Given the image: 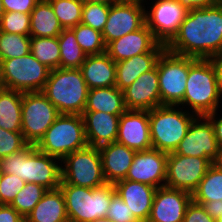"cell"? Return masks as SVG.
I'll return each instance as SVG.
<instances>
[{
	"mask_svg": "<svg viewBox=\"0 0 222 222\" xmlns=\"http://www.w3.org/2000/svg\"><path fill=\"white\" fill-rule=\"evenodd\" d=\"M172 53L200 59L222 55V1L189 9L177 35L166 46Z\"/></svg>",
	"mask_w": 222,
	"mask_h": 222,
	"instance_id": "cell-1",
	"label": "cell"
},
{
	"mask_svg": "<svg viewBox=\"0 0 222 222\" xmlns=\"http://www.w3.org/2000/svg\"><path fill=\"white\" fill-rule=\"evenodd\" d=\"M56 160L57 163H56ZM60 159L28 144L19 152L0 159V172L20 177L26 183H36L47 190L59 188L62 181Z\"/></svg>",
	"mask_w": 222,
	"mask_h": 222,
	"instance_id": "cell-2",
	"label": "cell"
},
{
	"mask_svg": "<svg viewBox=\"0 0 222 222\" xmlns=\"http://www.w3.org/2000/svg\"><path fill=\"white\" fill-rule=\"evenodd\" d=\"M221 97L213 58L189 57L185 94L178 106H190L192 113L206 116L217 111Z\"/></svg>",
	"mask_w": 222,
	"mask_h": 222,
	"instance_id": "cell-3",
	"label": "cell"
},
{
	"mask_svg": "<svg viewBox=\"0 0 222 222\" xmlns=\"http://www.w3.org/2000/svg\"><path fill=\"white\" fill-rule=\"evenodd\" d=\"M88 87L80 69L50 70L42 93L60 114L81 115L85 111Z\"/></svg>",
	"mask_w": 222,
	"mask_h": 222,
	"instance_id": "cell-4",
	"label": "cell"
},
{
	"mask_svg": "<svg viewBox=\"0 0 222 222\" xmlns=\"http://www.w3.org/2000/svg\"><path fill=\"white\" fill-rule=\"evenodd\" d=\"M190 113L173 105H162L149 110L152 148L166 153L174 152L197 117Z\"/></svg>",
	"mask_w": 222,
	"mask_h": 222,
	"instance_id": "cell-5",
	"label": "cell"
},
{
	"mask_svg": "<svg viewBox=\"0 0 222 222\" xmlns=\"http://www.w3.org/2000/svg\"><path fill=\"white\" fill-rule=\"evenodd\" d=\"M65 197L66 213L69 222H90L105 218L115 192L112 183L97 188L60 184Z\"/></svg>",
	"mask_w": 222,
	"mask_h": 222,
	"instance_id": "cell-6",
	"label": "cell"
},
{
	"mask_svg": "<svg viewBox=\"0 0 222 222\" xmlns=\"http://www.w3.org/2000/svg\"><path fill=\"white\" fill-rule=\"evenodd\" d=\"M88 146L82 115L60 114L35 147L61 161Z\"/></svg>",
	"mask_w": 222,
	"mask_h": 222,
	"instance_id": "cell-7",
	"label": "cell"
},
{
	"mask_svg": "<svg viewBox=\"0 0 222 222\" xmlns=\"http://www.w3.org/2000/svg\"><path fill=\"white\" fill-rule=\"evenodd\" d=\"M61 184L97 188L106 184L99 148L87 146L68 154L61 163Z\"/></svg>",
	"mask_w": 222,
	"mask_h": 222,
	"instance_id": "cell-8",
	"label": "cell"
},
{
	"mask_svg": "<svg viewBox=\"0 0 222 222\" xmlns=\"http://www.w3.org/2000/svg\"><path fill=\"white\" fill-rule=\"evenodd\" d=\"M0 64L4 87L22 93L42 91L50 73L31 53L2 60Z\"/></svg>",
	"mask_w": 222,
	"mask_h": 222,
	"instance_id": "cell-9",
	"label": "cell"
},
{
	"mask_svg": "<svg viewBox=\"0 0 222 222\" xmlns=\"http://www.w3.org/2000/svg\"><path fill=\"white\" fill-rule=\"evenodd\" d=\"M156 65L161 106H178L185 94L189 56L178 55L165 49Z\"/></svg>",
	"mask_w": 222,
	"mask_h": 222,
	"instance_id": "cell-10",
	"label": "cell"
},
{
	"mask_svg": "<svg viewBox=\"0 0 222 222\" xmlns=\"http://www.w3.org/2000/svg\"><path fill=\"white\" fill-rule=\"evenodd\" d=\"M59 115L58 109L41 91L23 93L21 132L25 141L36 145Z\"/></svg>",
	"mask_w": 222,
	"mask_h": 222,
	"instance_id": "cell-11",
	"label": "cell"
},
{
	"mask_svg": "<svg viewBox=\"0 0 222 222\" xmlns=\"http://www.w3.org/2000/svg\"><path fill=\"white\" fill-rule=\"evenodd\" d=\"M150 8L151 11H145V24L155 40L167 46L177 35L189 9L177 0H157Z\"/></svg>",
	"mask_w": 222,
	"mask_h": 222,
	"instance_id": "cell-12",
	"label": "cell"
},
{
	"mask_svg": "<svg viewBox=\"0 0 222 222\" xmlns=\"http://www.w3.org/2000/svg\"><path fill=\"white\" fill-rule=\"evenodd\" d=\"M212 163L204 157L168 153L164 186L192 194Z\"/></svg>",
	"mask_w": 222,
	"mask_h": 222,
	"instance_id": "cell-13",
	"label": "cell"
},
{
	"mask_svg": "<svg viewBox=\"0 0 222 222\" xmlns=\"http://www.w3.org/2000/svg\"><path fill=\"white\" fill-rule=\"evenodd\" d=\"M140 1L124 0L113 4L109 8V14L102 31L105 45L134 32L145 24V6Z\"/></svg>",
	"mask_w": 222,
	"mask_h": 222,
	"instance_id": "cell-14",
	"label": "cell"
},
{
	"mask_svg": "<svg viewBox=\"0 0 222 222\" xmlns=\"http://www.w3.org/2000/svg\"><path fill=\"white\" fill-rule=\"evenodd\" d=\"M219 150L211 121L206 116H197L173 153L204 157L213 162Z\"/></svg>",
	"mask_w": 222,
	"mask_h": 222,
	"instance_id": "cell-15",
	"label": "cell"
},
{
	"mask_svg": "<svg viewBox=\"0 0 222 222\" xmlns=\"http://www.w3.org/2000/svg\"><path fill=\"white\" fill-rule=\"evenodd\" d=\"M167 158L168 153L154 148L136 151L125 179L155 188L163 187L166 182Z\"/></svg>",
	"mask_w": 222,
	"mask_h": 222,
	"instance_id": "cell-16",
	"label": "cell"
},
{
	"mask_svg": "<svg viewBox=\"0 0 222 222\" xmlns=\"http://www.w3.org/2000/svg\"><path fill=\"white\" fill-rule=\"evenodd\" d=\"M165 49L166 46L159 44L151 30L144 24L138 30L109 42L105 53L114 62H119L142 53L163 52Z\"/></svg>",
	"mask_w": 222,
	"mask_h": 222,
	"instance_id": "cell-17",
	"label": "cell"
},
{
	"mask_svg": "<svg viewBox=\"0 0 222 222\" xmlns=\"http://www.w3.org/2000/svg\"><path fill=\"white\" fill-rule=\"evenodd\" d=\"M192 201L189 192L166 186L156 189L147 222H183L187 206Z\"/></svg>",
	"mask_w": 222,
	"mask_h": 222,
	"instance_id": "cell-18",
	"label": "cell"
},
{
	"mask_svg": "<svg viewBox=\"0 0 222 222\" xmlns=\"http://www.w3.org/2000/svg\"><path fill=\"white\" fill-rule=\"evenodd\" d=\"M116 142L135 151L152 148L149 111L127 110L120 116Z\"/></svg>",
	"mask_w": 222,
	"mask_h": 222,
	"instance_id": "cell-19",
	"label": "cell"
},
{
	"mask_svg": "<svg viewBox=\"0 0 222 222\" xmlns=\"http://www.w3.org/2000/svg\"><path fill=\"white\" fill-rule=\"evenodd\" d=\"M127 110H152L161 106L157 65L123 90Z\"/></svg>",
	"mask_w": 222,
	"mask_h": 222,
	"instance_id": "cell-20",
	"label": "cell"
},
{
	"mask_svg": "<svg viewBox=\"0 0 222 222\" xmlns=\"http://www.w3.org/2000/svg\"><path fill=\"white\" fill-rule=\"evenodd\" d=\"M113 185L115 192L134 213V216L140 222H147L157 188L127 179L117 181Z\"/></svg>",
	"mask_w": 222,
	"mask_h": 222,
	"instance_id": "cell-21",
	"label": "cell"
},
{
	"mask_svg": "<svg viewBox=\"0 0 222 222\" xmlns=\"http://www.w3.org/2000/svg\"><path fill=\"white\" fill-rule=\"evenodd\" d=\"M88 146L101 147L116 142L120 116L99 111L82 114Z\"/></svg>",
	"mask_w": 222,
	"mask_h": 222,
	"instance_id": "cell-22",
	"label": "cell"
},
{
	"mask_svg": "<svg viewBox=\"0 0 222 222\" xmlns=\"http://www.w3.org/2000/svg\"><path fill=\"white\" fill-rule=\"evenodd\" d=\"M99 151L106 182L114 184L125 179L136 151L118 142L103 145Z\"/></svg>",
	"mask_w": 222,
	"mask_h": 222,
	"instance_id": "cell-23",
	"label": "cell"
},
{
	"mask_svg": "<svg viewBox=\"0 0 222 222\" xmlns=\"http://www.w3.org/2000/svg\"><path fill=\"white\" fill-rule=\"evenodd\" d=\"M80 70L88 89L115 86L116 62L106 53L87 55Z\"/></svg>",
	"mask_w": 222,
	"mask_h": 222,
	"instance_id": "cell-24",
	"label": "cell"
},
{
	"mask_svg": "<svg viewBox=\"0 0 222 222\" xmlns=\"http://www.w3.org/2000/svg\"><path fill=\"white\" fill-rule=\"evenodd\" d=\"M25 222H69L61 188L47 190L33 210L27 214Z\"/></svg>",
	"mask_w": 222,
	"mask_h": 222,
	"instance_id": "cell-25",
	"label": "cell"
},
{
	"mask_svg": "<svg viewBox=\"0 0 222 222\" xmlns=\"http://www.w3.org/2000/svg\"><path fill=\"white\" fill-rule=\"evenodd\" d=\"M161 54L162 52H147L116 62L115 86L123 91L141 74L152 70Z\"/></svg>",
	"mask_w": 222,
	"mask_h": 222,
	"instance_id": "cell-26",
	"label": "cell"
},
{
	"mask_svg": "<svg viewBox=\"0 0 222 222\" xmlns=\"http://www.w3.org/2000/svg\"><path fill=\"white\" fill-rule=\"evenodd\" d=\"M85 111H102L121 116L127 111L123 91L116 86L89 89Z\"/></svg>",
	"mask_w": 222,
	"mask_h": 222,
	"instance_id": "cell-27",
	"label": "cell"
},
{
	"mask_svg": "<svg viewBox=\"0 0 222 222\" xmlns=\"http://www.w3.org/2000/svg\"><path fill=\"white\" fill-rule=\"evenodd\" d=\"M63 31L51 4L47 0H40L30 13V36L58 37Z\"/></svg>",
	"mask_w": 222,
	"mask_h": 222,
	"instance_id": "cell-28",
	"label": "cell"
},
{
	"mask_svg": "<svg viewBox=\"0 0 222 222\" xmlns=\"http://www.w3.org/2000/svg\"><path fill=\"white\" fill-rule=\"evenodd\" d=\"M23 93L17 90H0V127L11 132H21Z\"/></svg>",
	"mask_w": 222,
	"mask_h": 222,
	"instance_id": "cell-29",
	"label": "cell"
},
{
	"mask_svg": "<svg viewBox=\"0 0 222 222\" xmlns=\"http://www.w3.org/2000/svg\"><path fill=\"white\" fill-rule=\"evenodd\" d=\"M60 47V68L63 69H80L85 61L87 54L79 46L74 31L63 29L58 35Z\"/></svg>",
	"mask_w": 222,
	"mask_h": 222,
	"instance_id": "cell-30",
	"label": "cell"
},
{
	"mask_svg": "<svg viewBox=\"0 0 222 222\" xmlns=\"http://www.w3.org/2000/svg\"><path fill=\"white\" fill-rule=\"evenodd\" d=\"M30 53L50 70L60 68L58 37L31 36Z\"/></svg>",
	"mask_w": 222,
	"mask_h": 222,
	"instance_id": "cell-31",
	"label": "cell"
},
{
	"mask_svg": "<svg viewBox=\"0 0 222 222\" xmlns=\"http://www.w3.org/2000/svg\"><path fill=\"white\" fill-rule=\"evenodd\" d=\"M222 200V171L213 164L192 193L193 202Z\"/></svg>",
	"mask_w": 222,
	"mask_h": 222,
	"instance_id": "cell-32",
	"label": "cell"
},
{
	"mask_svg": "<svg viewBox=\"0 0 222 222\" xmlns=\"http://www.w3.org/2000/svg\"><path fill=\"white\" fill-rule=\"evenodd\" d=\"M63 29L73 28L81 23L83 2L81 0H47Z\"/></svg>",
	"mask_w": 222,
	"mask_h": 222,
	"instance_id": "cell-33",
	"label": "cell"
},
{
	"mask_svg": "<svg viewBox=\"0 0 222 222\" xmlns=\"http://www.w3.org/2000/svg\"><path fill=\"white\" fill-rule=\"evenodd\" d=\"M31 36L0 31V62L30 53Z\"/></svg>",
	"mask_w": 222,
	"mask_h": 222,
	"instance_id": "cell-34",
	"label": "cell"
},
{
	"mask_svg": "<svg viewBox=\"0 0 222 222\" xmlns=\"http://www.w3.org/2000/svg\"><path fill=\"white\" fill-rule=\"evenodd\" d=\"M71 29L76 35L79 46L87 55H100L106 52V45L101 32L82 23Z\"/></svg>",
	"mask_w": 222,
	"mask_h": 222,
	"instance_id": "cell-35",
	"label": "cell"
},
{
	"mask_svg": "<svg viewBox=\"0 0 222 222\" xmlns=\"http://www.w3.org/2000/svg\"><path fill=\"white\" fill-rule=\"evenodd\" d=\"M46 191L47 189L39 184L25 183L10 205L25 218L42 199Z\"/></svg>",
	"mask_w": 222,
	"mask_h": 222,
	"instance_id": "cell-36",
	"label": "cell"
},
{
	"mask_svg": "<svg viewBox=\"0 0 222 222\" xmlns=\"http://www.w3.org/2000/svg\"><path fill=\"white\" fill-rule=\"evenodd\" d=\"M0 31L30 36V13L5 12L0 20Z\"/></svg>",
	"mask_w": 222,
	"mask_h": 222,
	"instance_id": "cell-37",
	"label": "cell"
},
{
	"mask_svg": "<svg viewBox=\"0 0 222 222\" xmlns=\"http://www.w3.org/2000/svg\"><path fill=\"white\" fill-rule=\"evenodd\" d=\"M110 6L105 4H83L81 23L102 33Z\"/></svg>",
	"mask_w": 222,
	"mask_h": 222,
	"instance_id": "cell-38",
	"label": "cell"
},
{
	"mask_svg": "<svg viewBox=\"0 0 222 222\" xmlns=\"http://www.w3.org/2000/svg\"><path fill=\"white\" fill-rule=\"evenodd\" d=\"M27 145L22 132H11L0 127V159L21 151Z\"/></svg>",
	"mask_w": 222,
	"mask_h": 222,
	"instance_id": "cell-39",
	"label": "cell"
},
{
	"mask_svg": "<svg viewBox=\"0 0 222 222\" xmlns=\"http://www.w3.org/2000/svg\"><path fill=\"white\" fill-rule=\"evenodd\" d=\"M25 183L16 175L2 173L0 180L1 204L10 205Z\"/></svg>",
	"mask_w": 222,
	"mask_h": 222,
	"instance_id": "cell-40",
	"label": "cell"
},
{
	"mask_svg": "<svg viewBox=\"0 0 222 222\" xmlns=\"http://www.w3.org/2000/svg\"><path fill=\"white\" fill-rule=\"evenodd\" d=\"M106 217L113 222H140L116 192L112 195Z\"/></svg>",
	"mask_w": 222,
	"mask_h": 222,
	"instance_id": "cell-41",
	"label": "cell"
},
{
	"mask_svg": "<svg viewBox=\"0 0 222 222\" xmlns=\"http://www.w3.org/2000/svg\"><path fill=\"white\" fill-rule=\"evenodd\" d=\"M183 222H216L202 207L193 201L187 206Z\"/></svg>",
	"mask_w": 222,
	"mask_h": 222,
	"instance_id": "cell-42",
	"label": "cell"
},
{
	"mask_svg": "<svg viewBox=\"0 0 222 222\" xmlns=\"http://www.w3.org/2000/svg\"><path fill=\"white\" fill-rule=\"evenodd\" d=\"M40 0H2L5 12L31 13Z\"/></svg>",
	"mask_w": 222,
	"mask_h": 222,
	"instance_id": "cell-43",
	"label": "cell"
},
{
	"mask_svg": "<svg viewBox=\"0 0 222 222\" xmlns=\"http://www.w3.org/2000/svg\"><path fill=\"white\" fill-rule=\"evenodd\" d=\"M0 222H25V218L11 205H0Z\"/></svg>",
	"mask_w": 222,
	"mask_h": 222,
	"instance_id": "cell-44",
	"label": "cell"
},
{
	"mask_svg": "<svg viewBox=\"0 0 222 222\" xmlns=\"http://www.w3.org/2000/svg\"><path fill=\"white\" fill-rule=\"evenodd\" d=\"M197 204L202 205L205 211L214 219L216 220L222 211V200H215L211 202H195Z\"/></svg>",
	"mask_w": 222,
	"mask_h": 222,
	"instance_id": "cell-45",
	"label": "cell"
},
{
	"mask_svg": "<svg viewBox=\"0 0 222 222\" xmlns=\"http://www.w3.org/2000/svg\"><path fill=\"white\" fill-rule=\"evenodd\" d=\"M188 9H198L217 5L222 0H177Z\"/></svg>",
	"mask_w": 222,
	"mask_h": 222,
	"instance_id": "cell-46",
	"label": "cell"
},
{
	"mask_svg": "<svg viewBox=\"0 0 222 222\" xmlns=\"http://www.w3.org/2000/svg\"><path fill=\"white\" fill-rule=\"evenodd\" d=\"M216 115H217V112H214V113H210L206 115V117L211 121L214 127L216 140L219 144V147L222 148V117L218 119Z\"/></svg>",
	"mask_w": 222,
	"mask_h": 222,
	"instance_id": "cell-47",
	"label": "cell"
},
{
	"mask_svg": "<svg viewBox=\"0 0 222 222\" xmlns=\"http://www.w3.org/2000/svg\"><path fill=\"white\" fill-rule=\"evenodd\" d=\"M213 63L215 65L217 73V83L220 96L222 95V55L219 57L213 58Z\"/></svg>",
	"mask_w": 222,
	"mask_h": 222,
	"instance_id": "cell-48",
	"label": "cell"
},
{
	"mask_svg": "<svg viewBox=\"0 0 222 222\" xmlns=\"http://www.w3.org/2000/svg\"><path fill=\"white\" fill-rule=\"evenodd\" d=\"M83 4H91V3H97V4H105L108 6H111L113 4L120 3L124 0H81Z\"/></svg>",
	"mask_w": 222,
	"mask_h": 222,
	"instance_id": "cell-49",
	"label": "cell"
},
{
	"mask_svg": "<svg viewBox=\"0 0 222 222\" xmlns=\"http://www.w3.org/2000/svg\"><path fill=\"white\" fill-rule=\"evenodd\" d=\"M216 168L222 171V148H220L216 159L212 163Z\"/></svg>",
	"mask_w": 222,
	"mask_h": 222,
	"instance_id": "cell-50",
	"label": "cell"
},
{
	"mask_svg": "<svg viewBox=\"0 0 222 222\" xmlns=\"http://www.w3.org/2000/svg\"><path fill=\"white\" fill-rule=\"evenodd\" d=\"M90 222H113V221L105 217V218H99Z\"/></svg>",
	"mask_w": 222,
	"mask_h": 222,
	"instance_id": "cell-51",
	"label": "cell"
},
{
	"mask_svg": "<svg viewBox=\"0 0 222 222\" xmlns=\"http://www.w3.org/2000/svg\"><path fill=\"white\" fill-rule=\"evenodd\" d=\"M4 13H5V11L3 8L2 0H0V20H1V17L3 16Z\"/></svg>",
	"mask_w": 222,
	"mask_h": 222,
	"instance_id": "cell-52",
	"label": "cell"
},
{
	"mask_svg": "<svg viewBox=\"0 0 222 222\" xmlns=\"http://www.w3.org/2000/svg\"><path fill=\"white\" fill-rule=\"evenodd\" d=\"M3 81H2V73H1V64H0V90L4 89Z\"/></svg>",
	"mask_w": 222,
	"mask_h": 222,
	"instance_id": "cell-53",
	"label": "cell"
},
{
	"mask_svg": "<svg viewBox=\"0 0 222 222\" xmlns=\"http://www.w3.org/2000/svg\"><path fill=\"white\" fill-rule=\"evenodd\" d=\"M216 222H222V211H221L220 216L216 219Z\"/></svg>",
	"mask_w": 222,
	"mask_h": 222,
	"instance_id": "cell-54",
	"label": "cell"
},
{
	"mask_svg": "<svg viewBox=\"0 0 222 222\" xmlns=\"http://www.w3.org/2000/svg\"><path fill=\"white\" fill-rule=\"evenodd\" d=\"M1 175H2V173L0 172V180H1ZM0 205H1V196H0Z\"/></svg>",
	"mask_w": 222,
	"mask_h": 222,
	"instance_id": "cell-55",
	"label": "cell"
},
{
	"mask_svg": "<svg viewBox=\"0 0 222 222\" xmlns=\"http://www.w3.org/2000/svg\"><path fill=\"white\" fill-rule=\"evenodd\" d=\"M133 1H140V2H144V0H133ZM145 2H146V0H145Z\"/></svg>",
	"mask_w": 222,
	"mask_h": 222,
	"instance_id": "cell-56",
	"label": "cell"
}]
</instances>
